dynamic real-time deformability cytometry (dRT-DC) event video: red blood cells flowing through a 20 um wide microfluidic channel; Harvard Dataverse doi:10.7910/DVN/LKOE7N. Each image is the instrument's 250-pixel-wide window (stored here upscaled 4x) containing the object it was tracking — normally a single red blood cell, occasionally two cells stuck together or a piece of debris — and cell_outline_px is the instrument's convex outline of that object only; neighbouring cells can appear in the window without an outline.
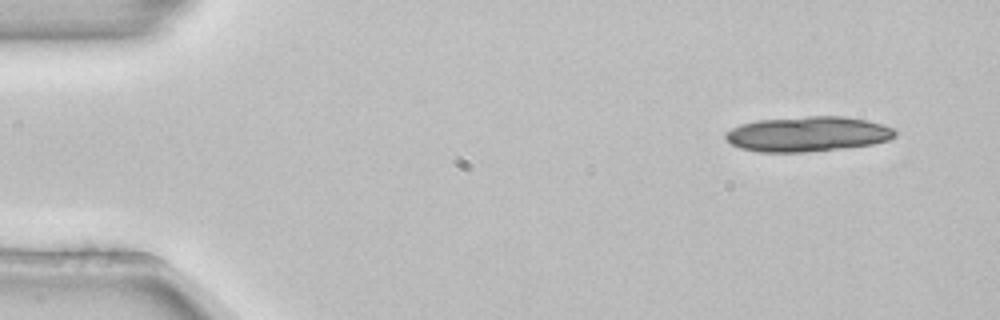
{"species": "common noctule bat (a hibernating species)", "species_latin": "Nyctalus noctula", "temperature_condition": "room temperature", "stored_images_in_passage": 4, "camera_frame_rate_fps": 3000, "um_per_image_px": 0.085, "animal": {"sex": "female", "body_mass_g": 22.7, "forearm_length_mm": 54.2}, "frame": {"image": 1, "passage_image": 1, "time_ms": 0.0, "image_size_px": [1000, 320], "cell_outline_px": [[896, 136], [888, 140], [872, 144], [844, 148], [804, 152], [760, 152], [740, 148], [732, 144], [724, 136], [724, 132], [740, 124], [756, 120], [808, 116], [844, 116], [868, 120], [884, 124], [892, 128], [896, 132]], "centroid_in_image_um": [68.65, 11.38], "position_along_channel_um": 16.3, "area_um2": 34.8}}